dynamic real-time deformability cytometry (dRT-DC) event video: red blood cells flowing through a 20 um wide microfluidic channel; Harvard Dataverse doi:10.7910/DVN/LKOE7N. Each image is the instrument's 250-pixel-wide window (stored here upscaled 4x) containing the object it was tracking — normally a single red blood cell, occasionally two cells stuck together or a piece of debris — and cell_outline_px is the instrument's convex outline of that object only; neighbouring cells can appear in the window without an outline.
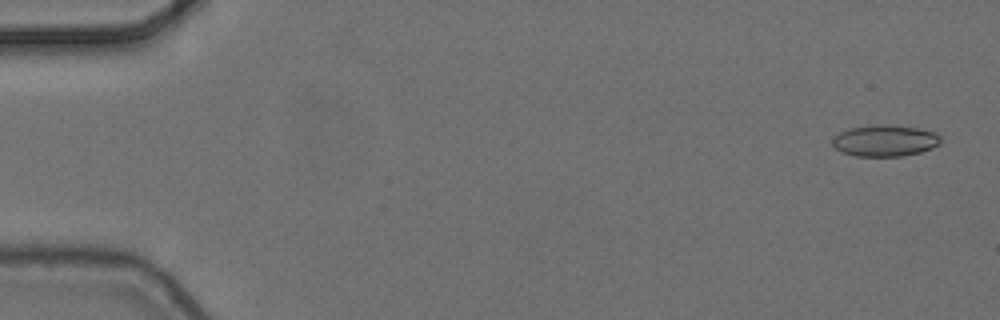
{"species": "common noctule bat (a hibernating species)", "species_latin": "Nyctalus noctula", "temperature_condition": "cold", "stored_images_in_passage": 5, "camera_frame_rate_fps": 3000, "um_per_image_px": 0.085, "animal": {"sex": "female", "body_mass_g": 24.6, "forearm_length_mm": 56.2}, "frame": {"image": 1, "passage_image": 1, "time_ms": 0.0, "image_size_px": [1000, 320], "cell_outline_px": [[940, 144], [932, 148], [920, 152], [904, 156], [856, 156], [840, 152], [832, 144], [832, 140], [840, 132], [848, 128], [868, 124], [884, 124], [916, 128], [936, 132], [940, 136]], "centroid_in_image_um": [75.2, 11.95], "position_along_channel_um": 9.8, "area_um2": 20.0}}
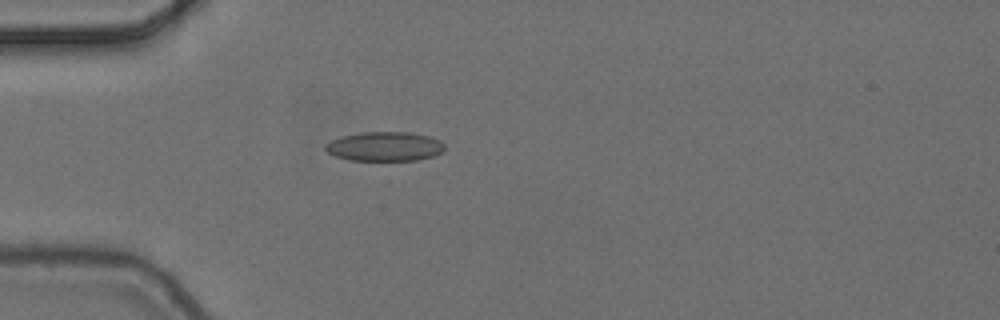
{"frame": {"image": 2, "passage_image": 5, "time_ms": 1.333, "image_size_px": [1000, 320], "cell_outline_px": [[444, 152], [432, 156], [416, 160], [348, 160], [336, 156], [328, 152], [324, 148], [324, 144], [340, 136], [360, 132], [408, 132], [428, 136], [440, 140], [444, 144]], "centroid_in_image_um": [32.68, 12.44], "position_along_channel_um": 52.3, "area_um2": 20.4}}